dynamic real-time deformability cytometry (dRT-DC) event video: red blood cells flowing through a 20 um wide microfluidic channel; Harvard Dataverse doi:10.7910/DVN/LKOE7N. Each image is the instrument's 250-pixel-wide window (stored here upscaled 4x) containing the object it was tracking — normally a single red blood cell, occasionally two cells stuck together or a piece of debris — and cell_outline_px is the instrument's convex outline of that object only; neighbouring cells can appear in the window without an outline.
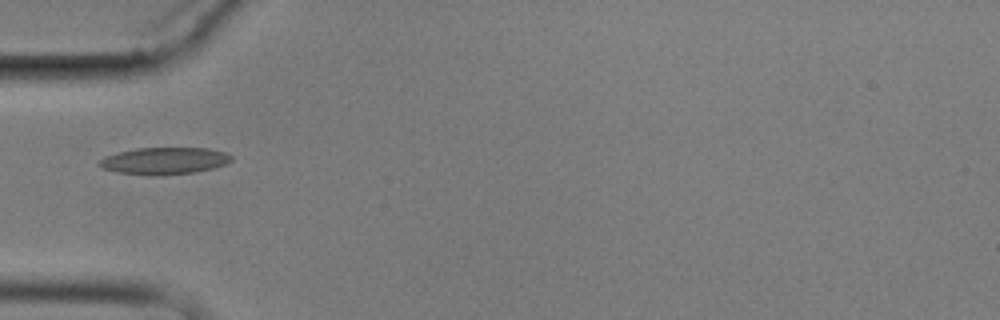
{"species": "common noctule bat (a hibernating species)", "species_latin": "Nyctalus noctula", "temperature_condition": "cold", "stored_images_in_passage": 15, "camera_frame_rate_fps": 3000, "um_per_image_px": 0.085, "animal": {"sex": "male", "body_mass_g": 17.9}, "frame": {"image": 1, "passage_image": 5, "time_ms": 5.667, "image_size_px": [1000, 320], "cell_outline_px": [[232, 160], [228, 164], [212, 168], [192, 172], [116, 172], [104, 168], [96, 164], [104, 156], [136, 148], [208, 148], [224, 152], [232, 156]], "centroid_in_image_um": [14.01, 13.61], "position_along_channel_um": 71.0, "area_um2": 19.59}}
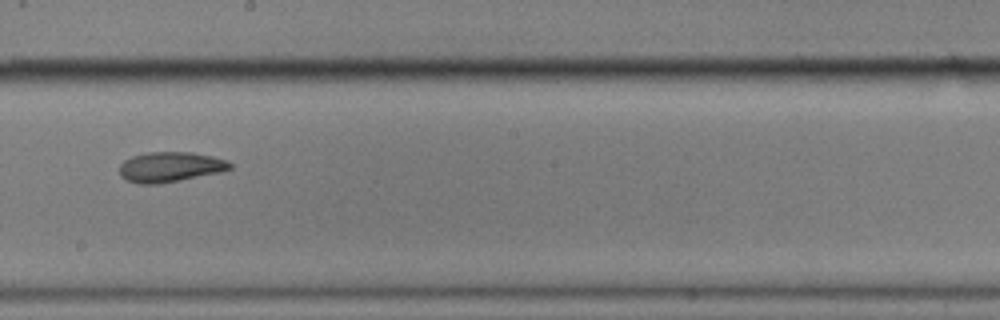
{"frame": {"image": 2, "passage_image": 9, "time_ms": 10.333, "image_size_px": [1000, 320], "cell_outline_px": [[232, 168], [220, 172], [160, 184], [136, 184], [120, 176], [120, 164], [124, 160], [132, 156], [148, 152], [192, 152], [212, 156], [228, 160], [232, 164]], "centroid_in_image_um": [14.46, 14.19], "position_along_channel_um": 233.7, "area_um2": 19.48}}
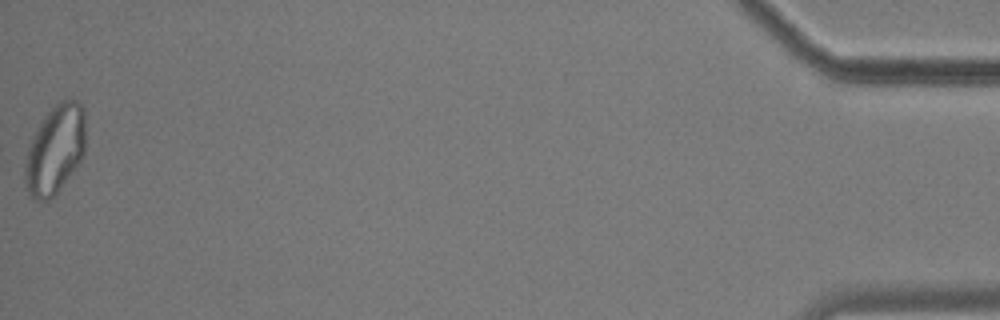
{"frame": {"image": 3, "passage_image": 15, "time_ms": 18.667, "image_size_px": [1000, 320], "cell_outline_px": [[84, 152], [80, 160], [56, 192], [48, 200], [32, 200], [28, 196], [24, 180], [24, 164], [28, 148], [40, 124], [48, 112], [56, 104], [64, 100], [76, 100], [84, 108]], "centroid_in_image_um": [4.65, 12.74], "position_along_channel_um": 430.6, "area_um2": 30.69}, "authors_computed_cell_mechanics": {"area_um2": 21.4438, "velocity_mm_per_s": 3.4879, "shape_relaxation_time_tau1_ms": null, "shape_relaxation_time_tau2_ms": 5.5284, "deformation_change_tau1": null, "deformation_change_tau2": 0.0896}}